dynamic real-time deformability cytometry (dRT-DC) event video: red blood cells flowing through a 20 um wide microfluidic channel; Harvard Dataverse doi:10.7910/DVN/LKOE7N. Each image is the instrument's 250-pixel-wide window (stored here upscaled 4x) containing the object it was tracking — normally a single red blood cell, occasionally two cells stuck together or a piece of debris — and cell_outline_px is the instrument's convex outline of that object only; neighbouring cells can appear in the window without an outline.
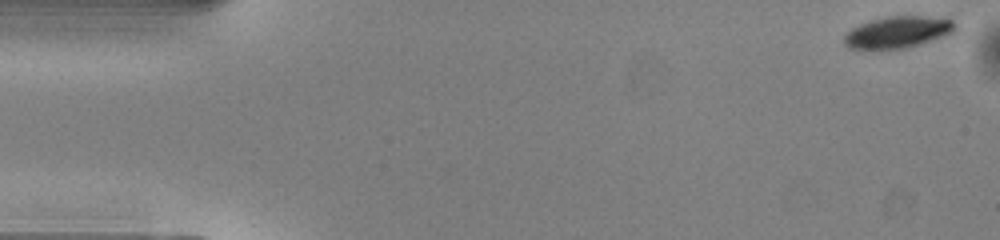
{"species": "common noctule bat (a hibernating species)", "species_latin": "Nyctalus noctula", "temperature_condition": "warm", "stored_images_in_passage": 45, "camera_frame_rate_fps": 3000, "um_per_image_px": 0.085, "animal": {"sex": "male", "body_mass_g": 13.0, "forearm_length_mm": 53.1}, "frame": {"image": 1, "passage_image": 1, "time_ms": 0.0, "image_size_px": [1000, 240], "cell_outline_px": [[960, 32], [908, 48], [872, 52], [848, 48], [844, 44], [844, 36], [852, 28], [860, 24], [872, 20], [888, 16], [920, 16], [952, 20], [956, 24]], "centroid_in_image_um": [76.33, 2.79], "position_along_channel_um": 8.7, "area_um2": 21.39}}
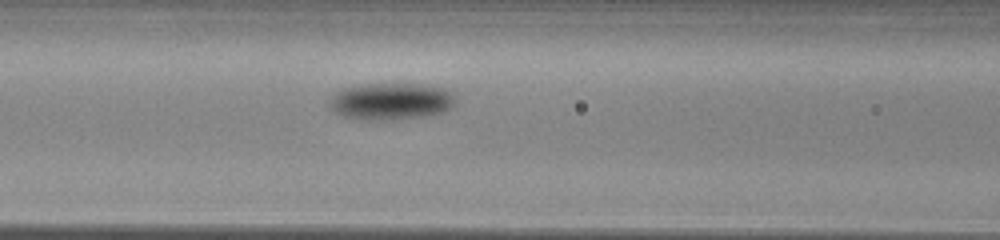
{"frame": {"image": 2, "passage_image": 20, "time_ms": 6.333, "image_size_px": [1000, 240], "cell_outline_px": [[456, 104], [452, 108], [444, 112], [424, 116], [388, 120], [368, 120], [344, 116], [336, 112], [328, 104], [332, 96], [336, 92], [344, 88], [360, 84], [420, 84], [448, 88], [456, 96]], "centroid_in_image_um": [33.31, 8.6], "position_along_channel_um": 133.3, "area_um2": 27.34}}
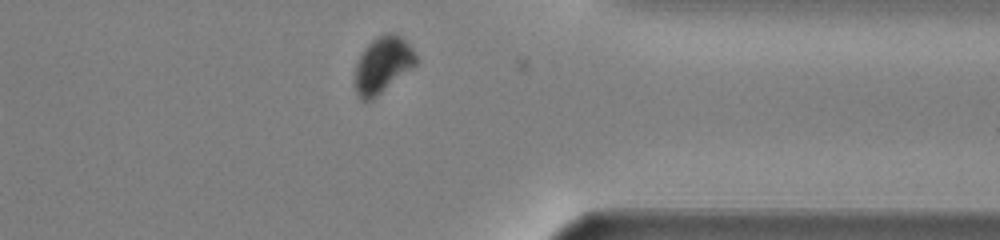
{"frame": {"image": 3, "passage_image": 39, "time_ms": 12.667, "image_size_px": [1000, 240], "cell_outline_px": [[416, 64], [372, 100], [360, 100], [356, 92], [356, 64], [364, 48], [372, 40], [380, 36], [392, 32], [396, 32], [412, 48], [416, 56]], "centroid_in_image_um": [32.52, 5.51], "position_along_channel_um": 378.9, "area_um2": 19.54}, "authors_computed_cell_mechanics": {"area_um2": 23.3512, "velocity_mm_per_s": 4.0456, "shape_relaxation_time_tau1_ms": 1.7741, "shape_relaxation_time_tau2_ms": null, "deformation_change_tau1": 0.0879, "deformation_change_tau2": null}}